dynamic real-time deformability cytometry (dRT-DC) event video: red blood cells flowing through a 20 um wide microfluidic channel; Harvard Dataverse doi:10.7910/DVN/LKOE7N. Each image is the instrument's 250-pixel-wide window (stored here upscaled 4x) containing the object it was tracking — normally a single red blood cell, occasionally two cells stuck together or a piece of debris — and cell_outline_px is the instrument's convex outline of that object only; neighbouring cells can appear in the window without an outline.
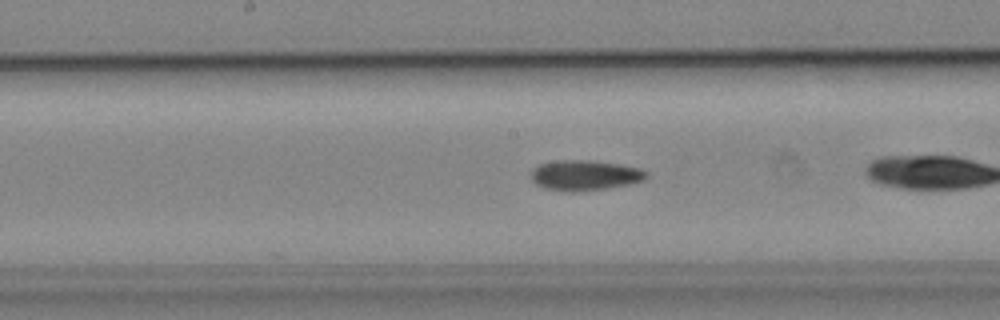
{"species": "common noctule bat (a hibernating species)", "species_latin": "Nyctalus noctula", "temperature_condition": "cold", "stored_images_in_passage": 25, "camera_frame_rate_fps": 3000, "um_per_image_px": 0.085, "animal": {"sex": "male", "body_mass_g": 19.2, "forearm_length_mm": 51.8}, "frame": {"image": 1, "passage_image": 11, "time_ms": 3.333, "image_size_px": [1000, 320], "cell_outline_px": [[648, 176], [644, 180], [628, 184], [604, 188], [572, 192], [564, 192], [544, 188], [536, 184], [532, 180], [528, 172], [532, 168], [540, 164], [556, 160], [588, 160], [620, 164], [640, 168], [648, 172]], "centroid_in_image_um": [49.66, 14.89], "position_along_channel_um": 198.5, "area_um2": 20.52}}